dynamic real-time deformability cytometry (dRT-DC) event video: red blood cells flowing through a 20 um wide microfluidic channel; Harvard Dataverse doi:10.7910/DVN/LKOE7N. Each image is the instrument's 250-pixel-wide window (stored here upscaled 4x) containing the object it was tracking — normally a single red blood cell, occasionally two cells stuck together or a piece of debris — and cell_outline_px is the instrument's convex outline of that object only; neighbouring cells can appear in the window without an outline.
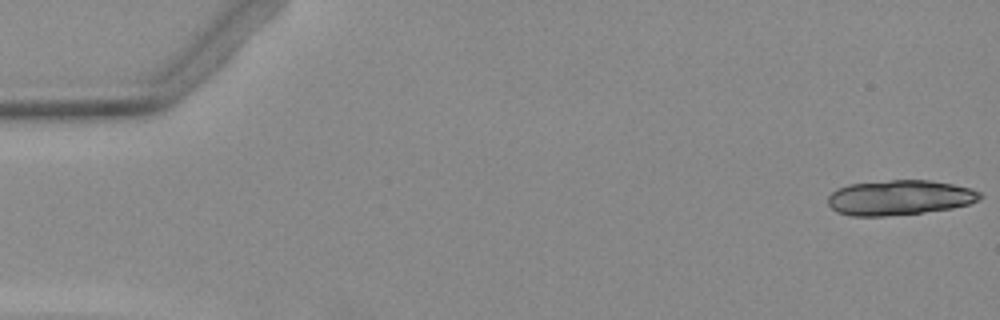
{"species": "Egyptian fruit bat (a non-hibernating species)", "species_latin": "Rousettus aegyptiacus", "temperature_condition": "warm", "stored_images_in_passage": 17, "camera_frame_rate_fps": 3000, "um_per_image_px": 0.085, "animal": {"sex": "female"}, "frame": {"image": 1, "passage_image": 1, "time_ms": 0.0, "image_size_px": [1000, 320], "cell_outline_px": [[980, 196], [976, 200], [968, 204], [952, 208], [920, 212], [884, 216], [852, 216], [836, 212], [828, 204], [828, 196], [836, 188], [848, 184], [892, 180], [928, 180], [952, 184], [968, 188], [980, 192]], "centroid_in_image_um": [76.38, 16.79], "position_along_channel_um": 8.6, "area_um2": 30.69}}